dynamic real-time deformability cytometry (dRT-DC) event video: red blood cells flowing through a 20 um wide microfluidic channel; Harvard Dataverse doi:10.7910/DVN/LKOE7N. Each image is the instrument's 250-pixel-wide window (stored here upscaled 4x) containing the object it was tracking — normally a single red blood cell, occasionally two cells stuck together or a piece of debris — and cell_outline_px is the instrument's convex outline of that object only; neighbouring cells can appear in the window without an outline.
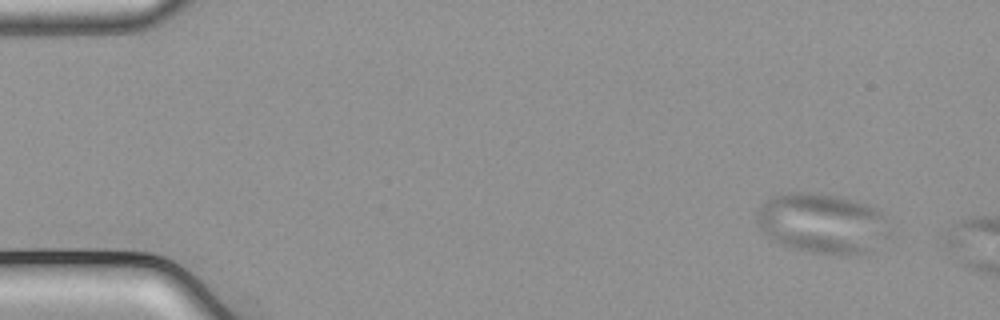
{"species": "common noctule bat (a hibernating species)", "species_latin": "Nyctalus noctula", "temperature_condition": "cold", "stored_images_in_passage": 6, "camera_frame_rate_fps": 3000, "um_per_image_px": 0.085, "animal": {"sex": "male", "body_mass_g": 21.5, "forearm_length_mm": 52.0}, "frame": {"image": 1, "passage_image": 1, "time_ms": 0.0, "image_size_px": [1000, 320], "cell_outline_px": [[888, 236], [868, 252], [840, 256], [832, 256], [812, 252], [780, 244], [768, 236], [760, 228], [756, 220], [756, 212], [764, 200], [768, 196], [788, 192], [804, 192], [840, 196], [868, 204], [876, 208], [884, 216], [888, 232]], "centroid_in_image_um": [69.86, 18.97], "position_along_channel_um": 15.1, "area_um2": 46.76}}